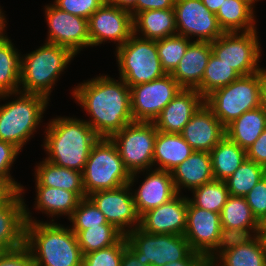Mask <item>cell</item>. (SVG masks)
I'll return each instance as SVG.
<instances>
[{"mask_svg": "<svg viewBox=\"0 0 266 266\" xmlns=\"http://www.w3.org/2000/svg\"><path fill=\"white\" fill-rule=\"evenodd\" d=\"M71 93L91 117L85 121L100 138H110L134 122L130 87L120 77L116 80L102 74L79 83Z\"/></svg>", "mask_w": 266, "mask_h": 266, "instance_id": "6da1fadb", "label": "cell"}, {"mask_svg": "<svg viewBox=\"0 0 266 266\" xmlns=\"http://www.w3.org/2000/svg\"><path fill=\"white\" fill-rule=\"evenodd\" d=\"M25 245L35 266H82L77 237L69 227L33 219L25 204Z\"/></svg>", "mask_w": 266, "mask_h": 266, "instance_id": "7a4b0ae2", "label": "cell"}, {"mask_svg": "<svg viewBox=\"0 0 266 266\" xmlns=\"http://www.w3.org/2000/svg\"><path fill=\"white\" fill-rule=\"evenodd\" d=\"M44 134L45 159L79 172H83L92 146L100 138L85 120L65 116L50 119Z\"/></svg>", "mask_w": 266, "mask_h": 266, "instance_id": "3957f363", "label": "cell"}, {"mask_svg": "<svg viewBox=\"0 0 266 266\" xmlns=\"http://www.w3.org/2000/svg\"><path fill=\"white\" fill-rule=\"evenodd\" d=\"M12 95H16L17 99L0 105V140L22 150L42 122L49 100L40 94L20 91L0 95V100Z\"/></svg>", "mask_w": 266, "mask_h": 266, "instance_id": "277c9868", "label": "cell"}, {"mask_svg": "<svg viewBox=\"0 0 266 266\" xmlns=\"http://www.w3.org/2000/svg\"><path fill=\"white\" fill-rule=\"evenodd\" d=\"M22 55L20 92L40 94L48 100L60 74L75 55L66 47L45 43L38 49Z\"/></svg>", "mask_w": 266, "mask_h": 266, "instance_id": "5b68a950", "label": "cell"}, {"mask_svg": "<svg viewBox=\"0 0 266 266\" xmlns=\"http://www.w3.org/2000/svg\"><path fill=\"white\" fill-rule=\"evenodd\" d=\"M266 69L248 76H240L229 85L218 88L204 98V104L224 127L247 111L260 107L262 79Z\"/></svg>", "mask_w": 266, "mask_h": 266, "instance_id": "8992f818", "label": "cell"}, {"mask_svg": "<svg viewBox=\"0 0 266 266\" xmlns=\"http://www.w3.org/2000/svg\"><path fill=\"white\" fill-rule=\"evenodd\" d=\"M82 176L86 196L95 191L121 187L131 178L110 138H99L92 146Z\"/></svg>", "mask_w": 266, "mask_h": 266, "instance_id": "52a82bcc", "label": "cell"}, {"mask_svg": "<svg viewBox=\"0 0 266 266\" xmlns=\"http://www.w3.org/2000/svg\"><path fill=\"white\" fill-rule=\"evenodd\" d=\"M115 50L119 76L130 88L167 74L157 53V40L144 39L133 34Z\"/></svg>", "mask_w": 266, "mask_h": 266, "instance_id": "ba28073f", "label": "cell"}, {"mask_svg": "<svg viewBox=\"0 0 266 266\" xmlns=\"http://www.w3.org/2000/svg\"><path fill=\"white\" fill-rule=\"evenodd\" d=\"M126 245L138 261L149 266L182 260L192 251L184 235L150 234L139 227L126 235Z\"/></svg>", "mask_w": 266, "mask_h": 266, "instance_id": "9c48e42d", "label": "cell"}, {"mask_svg": "<svg viewBox=\"0 0 266 266\" xmlns=\"http://www.w3.org/2000/svg\"><path fill=\"white\" fill-rule=\"evenodd\" d=\"M157 130L153 122H132L110 137L131 175L153 169Z\"/></svg>", "mask_w": 266, "mask_h": 266, "instance_id": "30bf717a", "label": "cell"}, {"mask_svg": "<svg viewBox=\"0 0 266 266\" xmlns=\"http://www.w3.org/2000/svg\"><path fill=\"white\" fill-rule=\"evenodd\" d=\"M258 37L257 30L224 32L211 42L212 54L231 66L240 76L255 74L265 69L258 64L261 60Z\"/></svg>", "mask_w": 266, "mask_h": 266, "instance_id": "8fae6325", "label": "cell"}, {"mask_svg": "<svg viewBox=\"0 0 266 266\" xmlns=\"http://www.w3.org/2000/svg\"><path fill=\"white\" fill-rule=\"evenodd\" d=\"M136 179L137 175H131L128 184L115 189L95 191L87 196L104 214L108 223L124 236L140 225V216L131 192Z\"/></svg>", "mask_w": 266, "mask_h": 266, "instance_id": "7c38bea8", "label": "cell"}, {"mask_svg": "<svg viewBox=\"0 0 266 266\" xmlns=\"http://www.w3.org/2000/svg\"><path fill=\"white\" fill-rule=\"evenodd\" d=\"M182 87L171 74L130 88L131 113L135 122H154Z\"/></svg>", "mask_w": 266, "mask_h": 266, "instance_id": "4fadbf2b", "label": "cell"}, {"mask_svg": "<svg viewBox=\"0 0 266 266\" xmlns=\"http://www.w3.org/2000/svg\"><path fill=\"white\" fill-rule=\"evenodd\" d=\"M44 9L48 25L45 42L66 47L75 56L90 47L88 19L63 11L53 3Z\"/></svg>", "mask_w": 266, "mask_h": 266, "instance_id": "5bb4252c", "label": "cell"}, {"mask_svg": "<svg viewBox=\"0 0 266 266\" xmlns=\"http://www.w3.org/2000/svg\"><path fill=\"white\" fill-rule=\"evenodd\" d=\"M90 46L107 41L123 45L133 34V16L130 11L104 3L88 19Z\"/></svg>", "mask_w": 266, "mask_h": 266, "instance_id": "9a60e30c", "label": "cell"}, {"mask_svg": "<svg viewBox=\"0 0 266 266\" xmlns=\"http://www.w3.org/2000/svg\"><path fill=\"white\" fill-rule=\"evenodd\" d=\"M174 10L177 35L213 42L224 33L216 14L209 11L201 0H176Z\"/></svg>", "mask_w": 266, "mask_h": 266, "instance_id": "2e32d148", "label": "cell"}, {"mask_svg": "<svg viewBox=\"0 0 266 266\" xmlns=\"http://www.w3.org/2000/svg\"><path fill=\"white\" fill-rule=\"evenodd\" d=\"M221 228L219 213L201 209L188 201L184 237L193 251L208 259L216 250Z\"/></svg>", "mask_w": 266, "mask_h": 266, "instance_id": "e0dca14e", "label": "cell"}, {"mask_svg": "<svg viewBox=\"0 0 266 266\" xmlns=\"http://www.w3.org/2000/svg\"><path fill=\"white\" fill-rule=\"evenodd\" d=\"M187 207L188 196L177 194L167 203L143 213L139 228L150 234L184 235Z\"/></svg>", "mask_w": 266, "mask_h": 266, "instance_id": "ac0fdd59", "label": "cell"}, {"mask_svg": "<svg viewBox=\"0 0 266 266\" xmlns=\"http://www.w3.org/2000/svg\"><path fill=\"white\" fill-rule=\"evenodd\" d=\"M203 104L204 97L196 89L182 88L154 120L156 130L180 134Z\"/></svg>", "mask_w": 266, "mask_h": 266, "instance_id": "d6986e66", "label": "cell"}, {"mask_svg": "<svg viewBox=\"0 0 266 266\" xmlns=\"http://www.w3.org/2000/svg\"><path fill=\"white\" fill-rule=\"evenodd\" d=\"M180 134L194 151L210 152L225 137V127L203 104Z\"/></svg>", "mask_w": 266, "mask_h": 266, "instance_id": "ffe728a7", "label": "cell"}, {"mask_svg": "<svg viewBox=\"0 0 266 266\" xmlns=\"http://www.w3.org/2000/svg\"><path fill=\"white\" fill-rule=\"evenodd\" d=\"M146 173L139 188L132 191L136 211L141 216L146 211L167 203L177 195L171 172L157 169L141 171Z\"/></svg>", "mask_w": 266, "mask_h": 266, "instance_id": "44dd1931", "label": "cell"}, {"mask_svg": "<svg viewBox=\"0 0 266 266\" xmlns=\"http://www.w3.org/2000/svg\"><path fill=\"white\" fill-rule=\"evenodd\" d=\"M211 54V42L192 41L171 73L172 77L184 89H197L201 85Z\"/></svg>", "mask_w": 266, "mask_h": 266, "instance_id": "7402d4cb", "label": "cell"}, {"mask_svg": "<svg viewBox=\"0 0 266 266\" xmlns=\"http://www.w3.org/2000/svg\"><path fill=\"white\" fill-rule=\"evenodd\" d=\"M24 195L17 192L0 209V251L11 250L25 244Z\"/></svg>", "mask_w": 266, "mask_h": 266, "instance_id": "603a6c76", "label": "cell"}, {"mask_svg": "<svg viewBox=\"0 0 266 266\" xmlns=\"http://www.w3.org/2000/svg\"><path fill=\"white\" fill-rule=\"evenodd\" d=\"M177 194L184 188L193 190L215 180L210 152L194 151L171 171Z\"/></svg>", "mask_w": 266, "mask_h": 266, "instance_id": "cb8c5ba5", "label": "cell"}, {"mask_svg": "<svg viewBox=\"0 0 266 266\" xmlns=\"http://www.w3.org/2000/svg\"><path fill=\"white\" fill-rule=\"evenodd\" d=\"M194 152L181 134L164 133L157 130L153 166L154 169L171 172Z\"/></svg>", "mask_w": 266, "mask_h": 266, "instance_id": "d4e9b609", "label": "cell"}, {"mask_svg": "<svg viewBox=\"0 0 266 266\" xmlns=\"http://www.w3.org/2000/svg\"><path fill=\"white\" fill-rule=\"evenodd\" d=\"M36 165L35 185L65 189L74 192L80 199L87 198L82 172L57 166L46 159Z\"/></svg>", "mask_w": 266, "mask_h": 266, "instance_id": "484cf974", "label": "cell"}, {"mask_svg": "<svg viewBox=\"0 0 266 266\" xmlns=\"http://www.w3.org/2000/svg\"><path fill=\"white\" fill-rule=\"evenodd\" d=\"M133 25L134 34L141 33L139 37L144 39L159 40L177 35L174 9L140 12L133 18Z\"/></svg>", "mask_w": 266, "mask_h": 266, "instance_id": "4316f807", "label": "cell"}, {"mask_svg": "<svg viewBox=\"0 0 266 266\" xmlns=\"http://www.w3.org/2000/svg\"><path fill=\"white\" fill-rule=\"evenodd\" d=\"M266 128V113L259 107L243 113L225 127V136L247 150Z\"/></svg>", "mask_w": 266, "mask_h": 266, "instance_id": "83f0119b", "label": "cell"}, {"mask_svg": "<svg viewBox=\"0 0 266 266\" xmlns=\"http://www.w3.org/2000/svg\"><path fill=\"white\" fill-rule=\"evenodd\" d=\"M36 198L34 207L38 211L49 215V217H58L59 215H72L81 200L74 192L46 186H35Z\"/></svg>", "mask_w": 266, "mask_h": 266, "instance_id": "f1b7e54d", "label": "cell"}, {"mask_svg": "<svg viewBox=\"0 0 266 266\" xmlns=\"http://www.w3.org/2000/svg\"><path fill=\"white\" fill-rule=\"evenodd\" d=\"M13 45L7 34L0 39V95L16 93L20 89L22 54Z\"/></svg>", "mask_w": 266, "mask_h": 266, "instance_id": "f546056e", "label": "cell"}, {"mask_svg": "<svg viewBox=\"0 0 266 266\" xmlns=\"http://www.w3.org/2000/svg\"><path fill=\"white\" fill-rule=\"evenodd\" d=\"M215 180L225 181L247 158L246 150L226 136L210 151Z\"/></svg>", "mask_w": 266, "mask_h": 266, "instance_id": "4dcf8cb0", "label": "cell"}, {"mask_svg": "<svg viewBox=\"0 0 266 266\" xmlns=\"http://www.w3.org/2000/svg\"><path fill=\"white\" fill-rule=\"evenodd\" d=\"M255 11L241 0H225L216 13L224 32H248L256 30Z\"/></svg>", "mask_w": 266, "mask_h": 266, "instance_id": "1f68e13d", "label": "cell"}, {"mask_svg": "<svg viewBox=\"0 0 266 266\" xmlns=\"http://www.w3.org/2000/svg\"><path fill=\"white\" fill-rule=\"evenodd\" d=\"M215 266H266V248L262 237L257 235L251 242L223 252Z\"/></svg>", "mask_w": 266, "mask_h": 266, "instance_id": "d6a6232c", "label": "cell"}, {"mask_svg": "<svg viewBox=\"0 0 266 266\" xmlns=\"http://www.w3.org/2000/svg\"><path fill=\"white\" fill-rule=\"evenodd\" d=\"M77 237L82 255L116 244L124 235L111 224L72 230Z\"/></svg>", "mask_w": 266, "mask_h": 266, "instance_id": "836d02e7", "label": "cell"}, {"mask_svg": "<svg viewBox=\"0 0 266 266\" xmlns=\"http://www.w3.org/2000/svg\"><path fill=\"white\" fill-rule=\"evenodd\" d=\"M220 218L224 228H259V222L244 197L230 195L221 210Z\"/></svg>", "mask_w": 266, "mask_h": 266, "instance_id": "e575fe53", "label": "cell"}, {"mask_svg": "<svg viewBox=\"0 0 266 266\" xmlns=\"http://www.w3.org/2000/svg\"><path fill=\"white\" fill-rule=\"evenodd\" d=\"M265 175L263 166L246 158L224 182L230 195L244 197Z\"/></svg>", "mask_w": 266, "mask_h": 266, "instance_id": "d590c367", "label": "cell"}, {"mask_svg": "<svg viewBox=\"0 0 266 266\" xmlns=\"http://www.w3.org/2000/svg\"><path fill=\"white\" fill-rule=\"evenodd\" d=\"M240 75L231 67L211 54L201 85L196 89L204 98L214 90L227 86Z\"/></svg>", "mask_w": 266, "mask_h": 266, "instance_id": "8d00e7d4", "label": "cell"}, {"mask_svg": "<svg viewBox=\"0 0 266 266\" xmlns=\"http://www.w3.org/2000/svg\"><path fill=\"white\" fill-rule=\"evenodd\" d=\"M191 191L193 198H188V201L192 205L219 214L230 196L225 182L220 180H213Z\"/></svg>", "mask_w": 266, "mask_h": 266, "instance_id": "74e56055", "label": "cell"}, {"mask_svg": "<svg viewBox=\"0 0 266 266\" xmlns=\"http://www.w3.org/2000/svg\"><path fill=\"white\" fill-rule=\"evenodd\" d=\"M192 42L189 38L174 35L157 40V53L161 65L167 74H171L178 66L179 61L185 55V52Z\"/></svg>", "mask_w": 266, "mask_h": 266, "instance_id": "f35d334b", "label": "cell"}, {"mask_svg": "<svg viewBox=\"0 0 266 266\" xmlns=\"http://www.w3.org/2000/svg\"><path fill=\"white\" fill-rule=\"evenodd\" d=\"M258 229L259 228L237 229L222 227L216 243V250L207 261L213 263L223 252L251 242L258 235Z\"/></svg>", "mask_w": 266, "mask_h": 266, "instance_id": "ab89813d", "label": "cell"}, {"mask_svg": "<svg viewBox=\"0 0 266 266\" xmlns=\"http://www.w3.org/2000/svg\"><path fill=\"white\" fill-rule=\"evenodd\" d=\"M68 219L72 222L71 230H85L98 225L110 224L88 197L79 201L77 208Z\"/></svg>", "mask_w": 266, "mask_h": 266, "instance_id": "60d3db41", "label": "cell"}, {"mask_svg": "<svg viewBox=\"0 0 266 266\" xmlns=\"http://www.w3.org/2000/svg\"><path fill=\"white\" fill-rule=\"evenodd\" d=\"M126 247V236H123L116 244L110 247L84 254L82 266H120Z\"/></svg>", "mask_w": 266, "mask_h": 266, "instance_id": "b9f144b4", "label": "cell"}, {"mask_svg": "<svg viewBox=\"0 0 266 266\" xmlns=\"http://www.w3.org/2000/svg\"><path fill=\"white\" fill-rule=\"evenodd\" d=\"M20 152L21 150L14 144L0 140V182L7 188L25 194V187L15 181L10 174L11 167Z\"/></svg>", "mask_w": 266, "mask_h": 266, "instance_id": "7bdbcfd3", "label": "cell"}, {"mask_svg": "<svg viewBox=\"0 0 266 266\" xmlns=\"http://www.w3.org/2000/svg\"><path fill=\"white\" fill-rule=\"evenodd\" d=\"M104 3L103 0H55L53 2L59 9L86 19H89Z\"/></svg>", "mask_w": 266, "mask_h": 266, "instance_id": "ee69618b", "label": "cell"}, {"mask_svg": "<svg viewBox=\"0 0 266 266\" xmlns=\"http://www.w3.org/2000/svg\"><path fill=\"white\" fill-rule=\"evenodd\" d=\"M244 198L258 222L266 216V175L258 181Z\"/></svg>", "mask_w": 266, "mask_h": 266, "instance_id": "f6af8a7d", "label": "cell"}, {"mask_svg": "<svg viewBox=\"0 0 266 266\" xmlns=\"http://www.w3.org/2000/svg\"><path fill=\"white\" fill-rule=\"evenodd\" d=\"M0 266H35L28 247L24 244L18 248L0 251Z\"/></svg>", "mask_w": 266, "mask_h": 266, "instance_id": "bcb514c9", "label": "cell"}, {"mask_svg": "<svg viewBox=\"0 0 266 266\" xmlns=\"http://www.w3.org/2000/svg\"><path fill=\"white\" fill-rule=\"evenodd\" d=\"M247 159L266 169V128L257 140L246 150Z\"/></svg>", "mask_w": 266, "mask_h": 266, "instance_id": "7dc6e473", "label": "cell"}, {"mask_svg": "<svg viewBox=\"0 0 266 266\" xmlns=\"http://www.w3.org/2000/svg\"><path fill=\"white\" fill-rule=\"evenodd\" d=\"M176 0H137L136 5L130 10L133 18L140 12L147 10L174 9Z\"/></svg>", "mask_w": 266, "mask_h": 266, "instance_id": "c3c4849f", "label": "cell"}, {"mask_svg": "<svg viewBox=\"0 0 266 266\" xmlns=\"http://www.w3.org/2000/svg\"><path fill=\"white\" fill-rule=\"evenodd\" d=\"M207 259L195 251H191L184 259L166 263L163 266H204Z\"/></svg>", "mask_w": 266, "mask_h": 266, "instance_id": "681fc988", "label": "cell"}, {"mask_svg": "<svg viewBox=\"0 0 266 266\" xmlns=\"http://www.w3.org/2000/svg\"><path fill=\"white\" fill-rule=\"evenodd\" d=\"M120 266H149L138 261L137 257L126 247L121 260Z\"/></svg>", "mask_w": 266, "mask_h": 266, "instance_id": "f907efd6", "label": "cell"}, {"mask_svg": "<svg viewBox=\"0 0 266 266\" xmlns=\"http://www.w3.org/2000/svg\"><path fill=\"white\" fill-rule=\"evenodd\" d=\"M136 2L137 0H107L105 3L130 11L136 5Z\"/></svg>", "mask_w": 266, "mask_h": 266, "instance_id": "816d5d0a", "label": "cell"}, {"mask_svg": "<svg viewBox=\"0 0 266 266\" xmlns=\"http://www.w3.org/2000/svg\"><path fill=\"white\" fill-rule=\"evenodd\" d=\"M201 1L209 11L216 14L225 0H201Z\"/></svg>", "mask_w": 266, "mask_h": 266, "instance_id": "f5cc1de1", "label": "cell"}, {"mask_svg": "<svg viewBox=\"0 0 266 266\" xmlns=\"http://www.w3.org/2000/svg\"><path fill=\"white\" fill-rule=\"evenodd\" d=\"M260 107L266 113V76L262 79L261 96H260Z\"/></svg>", "mask_w": 266, "mask_h": 266, "instance_id": "db71d44e", "label": "cell"}, {"mask_svg": "<svg viewBox=\"0 0 266 266\" xmlns=\"http://www.w3.org/2000/svg\"><path fill=\"white\" fill-rule=\"evenodd\" d=\"M17 191L5 187L1 182H0V198H12Z\"/></svg>", "mask_w": 266, "mask_h": 266, "instance_id": "11a10c76", "label": "cell"}, {"mask_svg": "<svg viewBox=\"0 0 266 266\" xmlns=\"http://www.w3.org/2000/svg\"><path fill=\"white\" fill-rule=\"evenodd\" d=\"M258 235L260 237L266 236V216L259 221Z\"/></svg>", "mask_w": 266, "mask_h": 266, "instance_id": "9f6ffc18", "label": "cell"}, {"mask_svg": "<svg viewBox=\"0 0 266 266\" xmlns=\"http://www.w3.org/2000/svg\"><path fill=\"white\" fill-rule=\"evenodd\" d=\"M5 14L3 13L1 7H0V35H5L6 33L4 32L5 31V27H6V19L4 16Z\"/></svg>", "mask_w": 266, "mask_h": 266, "instance_id": "6f0895ef", "label": "cell"}, {"mask_svg": "<svg viewBox=\"0 0 266 266\" xmlns=\"http://www.w3.org/2000/svg\"><path fill=\"white\" fill-rule=\"evenodd\" d=\"M243 2H245L247 5H249L252 9H254L255 7V2L259 1V0H241Z\"/></svg>", "mask_w": 266, "mask_h": 266, "instance_id": "680465c9", "label": "cell"}, {"mask_svg": "<svg viewBox=\"0 0 266 266\" xmlns=\"http://www.w3.org/2000/svg\"><path fill=\"white\" fill-rule=\"evenodd\" d=\"M11 198H0V209L10 200Z\"/></svg>", "mask_w": 266, "mask_h": 266, "instance_id": "91938a15", "label": "cell"}, {"mask_svg": "<svg viewBox=\"0 0 266 266\" xmlns=\"http://www.w3.org/2000/svg\"><path fill=\"white\" fill-rule=\"evenodd\" d=\"M204 266H215L213 263H210V262H206L205 264H204Z\"/></svg>", "mask_w": 266, "mask_h": 266, "instance_id": "94428289", "label": "cell"}, {"mask_svg": "<svg viewBox=\"0 0 266 266\" xmlns=\"http://www.w3.org/2000/svg\"><path fill=\"white\" fill-rule=\"evenodd\" d=\"M263 241H264V244H265V248H266V236L265 237H262Z\"/></svg>", "mask_w": 266, "mask_h": 266, "instance_id": "6125c7cd", "label": "cell"}]
</instances>
